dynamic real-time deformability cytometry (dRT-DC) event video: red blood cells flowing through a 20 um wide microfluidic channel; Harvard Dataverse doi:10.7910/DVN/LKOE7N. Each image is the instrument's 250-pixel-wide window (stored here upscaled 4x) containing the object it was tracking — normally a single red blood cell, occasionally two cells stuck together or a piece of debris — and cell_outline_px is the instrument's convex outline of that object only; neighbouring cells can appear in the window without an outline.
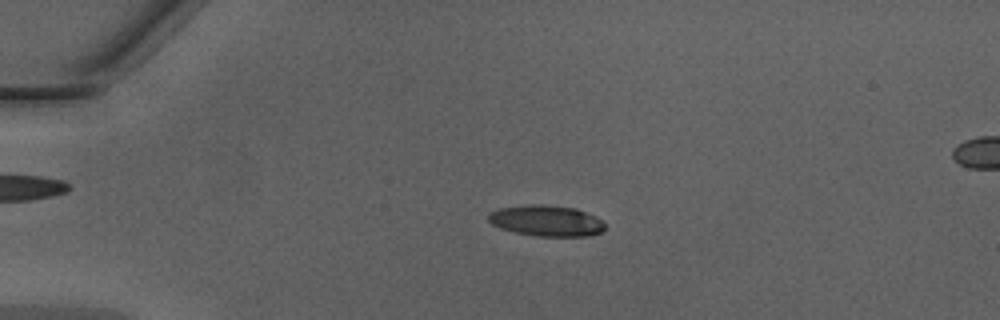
{"species": "Egyptian fruit bat (a non-hibernating species)", "species_latin": "Rousettus aegyptiacus", "temperature_condition": "warm", "stored_images_in_passage": 50, "camera_frame_rate_fps": 3000, "um_per_image_px": 0.085, "animal": {"sex": "male"}, "frame": {"image": 1, "passage_image": 13, "time_ms": 4.0, "image_size_px": [1000, 320], "cell_outline_px": [[604, 228], [600, 232], [588, 236], [536, 236], [516, 232], [500, 228], [492, 224], [488, 220], [488, 212], [496, 208], [528, 204], [544, 204], [576, 208], [596, 216], [604, 224]], "centroid_in_image_um": [46.4, 18.74], "position_along_channel_um": 38.6, "area_um2": 21.15}}
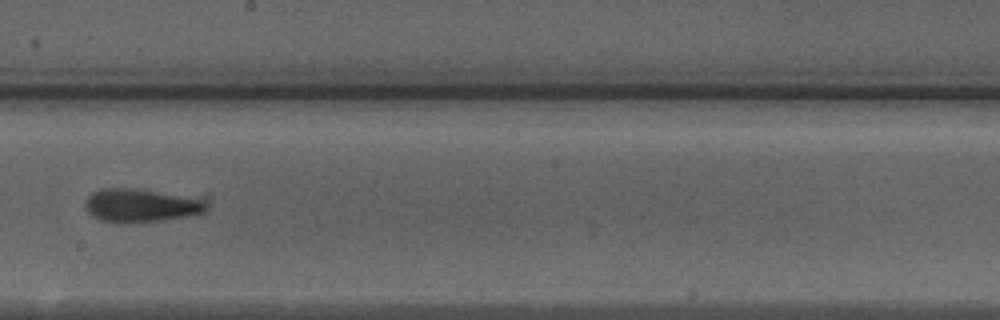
{"frame": {"image": 2, "passage_image": 30, "time_ms": 9.667, "image_size_px": [1000, 320], "cell_outline_px": [[208, 208], [204, 212], [184, 216], [160, 220], [100, 220], [92, 216], [84, 208], [84, 200], [92, 192], [100, 188], [128, 188], [208, 196]], "centroid_in_image_um": [12.1, 17.38], "position_along_channel_um": 236.1, "area_um2": 23.7}}
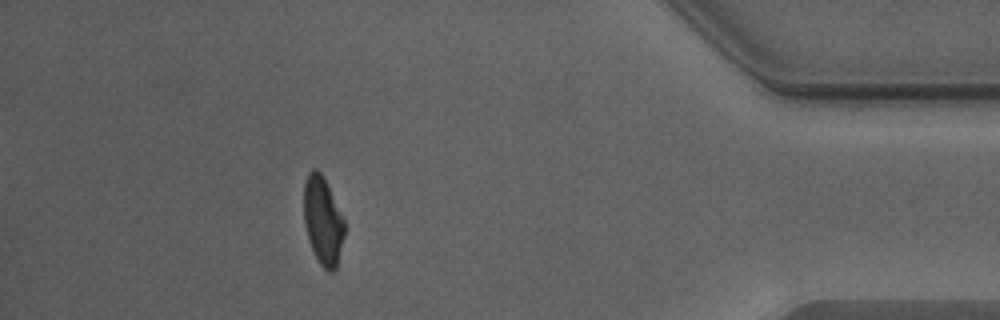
{"frame": {"image": 3, "passage_image": 45, "time_ms": 14.667, "image_size_px": [1000, 320], "cell_outline_px": [[344, 236], [336, 268], [332, 272], [328, 272], [320, 264], [312, 248], [308, 236], [304, 220], [304, 184], [308, 172], [312, 168], [316, 168], [324, 176], [344, 220]], "centroid_in_image_um": [27.44, 18.73], "position_along_channel_um": 407.8, "area_um2": 20.63}, "authors_computed_cell_mechanics": {"area_um2": 22.1663, "velocity_mm_per_s": 4.3136, "shape_relaxation_time_tau1_ms": null, "shape_relaxation_time_tau2_ms": 1.7027, "deformation_change_tau1": null, "deformation_change_tau2": 0.09}}